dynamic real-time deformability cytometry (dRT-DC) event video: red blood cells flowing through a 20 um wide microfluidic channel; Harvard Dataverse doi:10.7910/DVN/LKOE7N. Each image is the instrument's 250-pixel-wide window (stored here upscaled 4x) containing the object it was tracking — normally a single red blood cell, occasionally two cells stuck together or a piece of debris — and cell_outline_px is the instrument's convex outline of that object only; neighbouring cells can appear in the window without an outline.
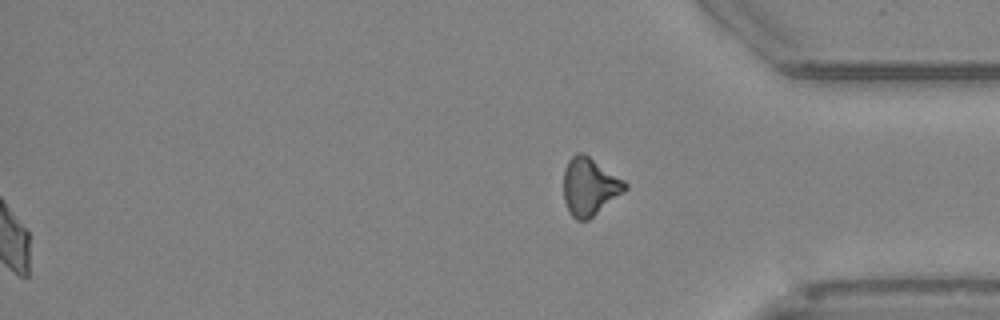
{"species": "Egyptian fruit bat (a non-hibernating species)", "species_latin": "Rousettus aegyptiacus", "temperature_condition": "cold", "stored_images_in_passage": 54, "segment_of_instrument_passage": [2, 2], "camera_frame_rate_fps": 3000, "um_per_image_px": 0.085, "animal": {"sex": "female"}, "frame": {"image": 1, "passage_image": 54, "time_ms": 17.667, "image_size_px": [1000, 320], "cell_outline_px": [[628, 188], [624, 192], [588, 220], [576, 220], [568, 212], [564, 200], [564, 168], [568, 160], [576, 152], [584, 152], [624, 180], [628, 184]], "centroid_in_image_um": [50.11, 15.85], "position_along_channel_um": 385.1, "area_um2": 20.81}}